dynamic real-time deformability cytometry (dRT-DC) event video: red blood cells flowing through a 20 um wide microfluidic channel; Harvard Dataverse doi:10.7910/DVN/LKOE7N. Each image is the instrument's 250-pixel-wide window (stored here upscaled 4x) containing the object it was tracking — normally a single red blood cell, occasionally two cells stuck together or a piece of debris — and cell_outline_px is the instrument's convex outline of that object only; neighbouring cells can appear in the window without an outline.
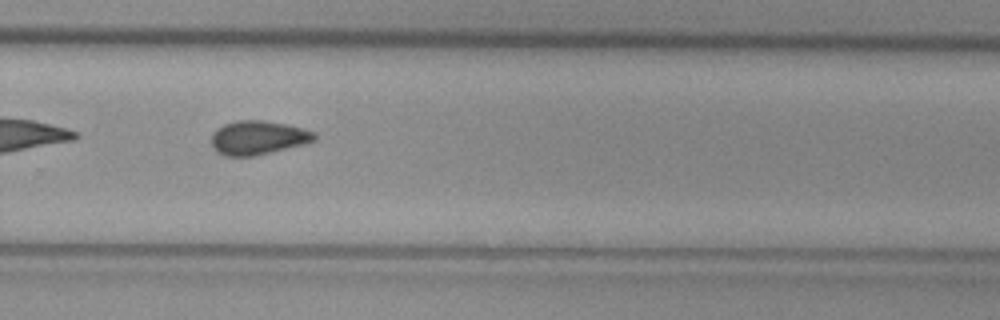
{"species": "common noctule bat (a hibernating species)", "species_latin": "Nyctalus noctula", "temperature_condition": "cold", "stored_images_in_passage": 28, "camera_frame_rate_fps": 3000, "um_per_image_px": 0.085, "animal": {"sex": "female", "body_mass_g": 29.2, "forearm_length_mm": 56.3}, "frame": {"image": 1, "passage_image": 20, "time_ms": 6.333, "image_size_px": [1000, 320], "cell_outline_px": [[316, 140], [304, 144], [256, 156], [224, 156], [216, 152], [212, 148], [212, 132], [216, 128], [224, 124], [236, 120], [264, 120], [284, 124], [316, 132]], "centroid_in_image_um": [21.9, 11.71], "position_along_channel_um": 307.9, "area_um2": 20.52}}